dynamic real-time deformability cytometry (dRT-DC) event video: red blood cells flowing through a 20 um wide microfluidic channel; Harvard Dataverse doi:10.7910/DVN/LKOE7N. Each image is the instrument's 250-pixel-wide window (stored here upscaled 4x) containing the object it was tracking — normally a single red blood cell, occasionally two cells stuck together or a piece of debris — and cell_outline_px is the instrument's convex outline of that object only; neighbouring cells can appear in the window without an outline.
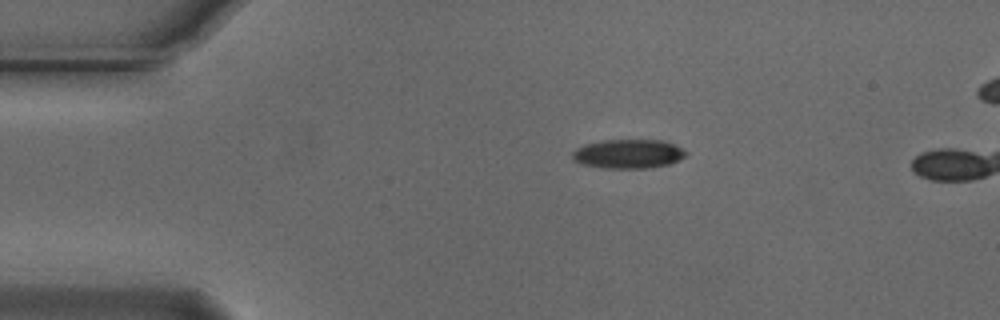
{"species": "Egyptian fruit bat (a non-hibernating species)", "species_latin": "Rousettus aegyptiacus", "temperature_condition": "cold", "stored_images_in_passage": 6, "camera_frame_rate_fps": 3000, "um_per_image_px": 0.085, "animal": {"sex": "male"}, "frame": {"image": 1, "passage_image": 1, "time_ms": 0.0, "image_size_px": [1000, 320], "cell_outline_px": [[688, 152], [684, 156], [668, 164], [648, 168], [600, 168], [580, 164], [572, 160], [572, 152], [576, 148], [584, 144], [604, 140], [664, 140]], "centroid_in_image_um": [53.32, 13.08], "position_along_channel_um": 31.7, "area_um2": 19.25}}